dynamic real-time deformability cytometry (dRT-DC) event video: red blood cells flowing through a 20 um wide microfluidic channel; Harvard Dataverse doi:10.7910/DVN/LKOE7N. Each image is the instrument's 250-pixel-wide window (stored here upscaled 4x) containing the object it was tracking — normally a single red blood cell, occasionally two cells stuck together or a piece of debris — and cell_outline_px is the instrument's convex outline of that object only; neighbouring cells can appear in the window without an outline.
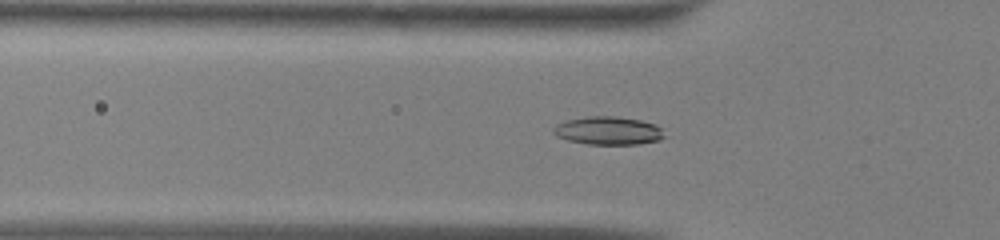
{"species": "common noctule bat (a hibernating species)", "species_latin": "Nyctalus noctula", "temperature_condition": "warm", "stored_images_in_passage": 49, "camera_frame_rate_fps": 3000, "um_per_image_px": 0.085, "animal": {"sex": "male", "body_mass_g": 13.0, "forearm_length_mm": 53.1}, "frame": {"image": 1, "passage_image": 15, "time_ms": 4.667, "image_size_px": [1000, 240], "cell_outline_px": [[668, 136], [660, 140], [640, 144], [588, 144], [568, 140], [556, 136], [552, 132], [552, 128], [556, 124], [568, 120], [588, 116], [616, 116], [640, 120], [656, 124]], "centroid_in_image_um": [51.73, 11.11], "position_along_channel_um": 74.1, "area_um2": 18.38}}
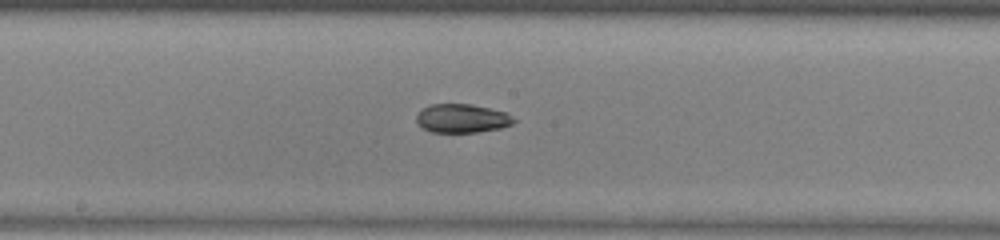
{"frame": {"image": 2, "passage_image": 25, "time_ms": 8.0, "image_size_px": [1000, 240], "cell_outline_px": [[516, 120], [512, 124], [500, 128], [480, 132], [432, 132], [420, 128], [416, 124], [416, 116], [420, 108], [428, 104], [472, 104], [504, 112], [512, 116]], "centroid_in_image_um": [39.2, 10.06], "position_along_channel_um": 209.0, "area_um2": 16.53}}
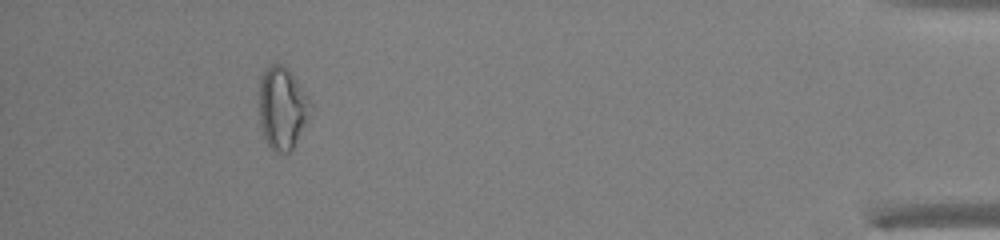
{"frame": {"image": 3, "passage_image": 45, "time_ms": 14.667, "image_size_px": [1000, 240], "cell_outline_px": [[312, 108], [292, 148], [288, 152], [280, 152], [272, 148], [268, 144], [264, 136], [260, 124], [260, 80], [264, 68], [272, 64], [280, 64], [288, 68], [312, 104]], "centroid_in_image_um": [23.97, 9.14], "position_along_channel_um": 411.2, "area_um2": 23.93}, "authors_computed_cell_mechanics": {"area_um2": 18.3804, "velocity_mm_per_s": 4.0351, "shape_relaxation_time_tau1_ms": 5.5124, "shape_relaxation_time_tau2_ms": 3.0777, "deformation_change_tau1": 0.1511, "deformation_change_tau2": 0.0773}}